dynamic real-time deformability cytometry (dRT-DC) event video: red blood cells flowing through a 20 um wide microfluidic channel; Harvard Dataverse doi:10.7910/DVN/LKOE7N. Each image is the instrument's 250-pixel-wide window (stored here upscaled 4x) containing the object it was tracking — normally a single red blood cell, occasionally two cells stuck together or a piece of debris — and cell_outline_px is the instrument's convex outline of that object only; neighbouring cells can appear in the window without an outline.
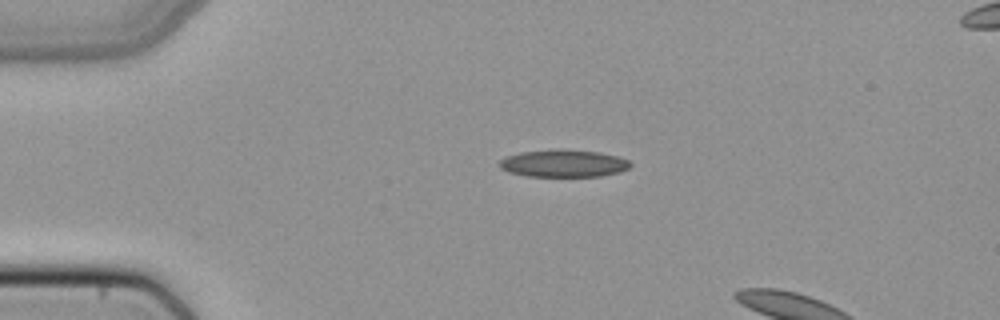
{"species": "common noctule bat (a hibernating species)", "species_latin": "Nyctalus noctula", "temperature_condition": "cold", "stored_images_in_passage": 15, "camera_frame_rate_fps": 3000, "um_per_image_px": 0.085, "animal": {"sex": "female", "body_mass_g": 22.7, "forearm_length_mm": 54.2}, "frame": {"image": 1, "passage_image": 11, "time_ms": 3.333, "image_size_px": [1000, 320], "cell_outline_px": [[632, 164], [628, 168], [620, 172], [600, 176], [524, 176], [508, 172], [500, 168], [500, 160], [504, 156], [520, 152], [556, 148], [560, 148], [600, 152], [616, 156], [628, 160]], "centroid_in_image_um": [47.87, 13.87], "position_along_channel_um": 37.1, "area_um2": 21.15}}